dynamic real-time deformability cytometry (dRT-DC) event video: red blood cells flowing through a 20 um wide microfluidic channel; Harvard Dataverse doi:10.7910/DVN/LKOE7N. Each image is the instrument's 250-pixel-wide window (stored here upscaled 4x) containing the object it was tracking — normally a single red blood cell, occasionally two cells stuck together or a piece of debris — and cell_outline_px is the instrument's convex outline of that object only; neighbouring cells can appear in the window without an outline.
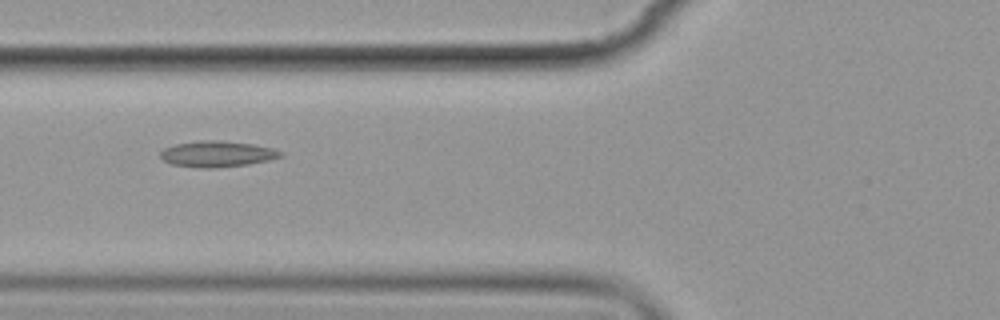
{"species": "common noctule bat (a hibernating species)", "species_latin": "Nyctalus noctula", "temperature_condition": "cold", "stored_images_in_passage": 11, "camera_frame_rate_fps": 3000, "um_per_image_px": 0.085, "animal": {"sex": "female", "body_mass_g": 19.9}, "frame": {"image": 1, "passage_image": 2, "time_ms": 1.333, "image_size_px": [1000, 320], "cell_outline_px": [[284, 156], [268, 160], [248, 164], [216, 168], [200, 168], [172, 164], [164, 160], [160, 156], [160, 152], [164, 148], [176, 144], [200, 140], [220, 140], [252, 144], [272, 148], [284, 152]], "centroid_in_image_um": [18.47, 13.08], "position_along_channel_um": 107.3, "area_um2": 18.21}}
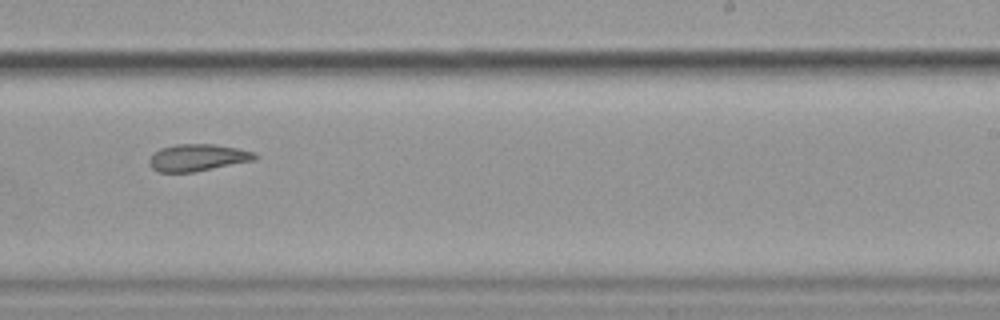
{"frame": {"image": 2, "passage_image": 6, "time_ms": 6.0, "image_size_px": [1000, 320], "cell_outline_px": [[260, 156], [256, 160], [192, 172], [156, 172], [148, 164], [148, 160], [160, 148], [176, 144], [212, 144], [236, 148], [256, 152]], "centroid_in_image_um": [16.82, 13.4], "position_along_channel_um": 272.2, "area_um2": 16.65}}
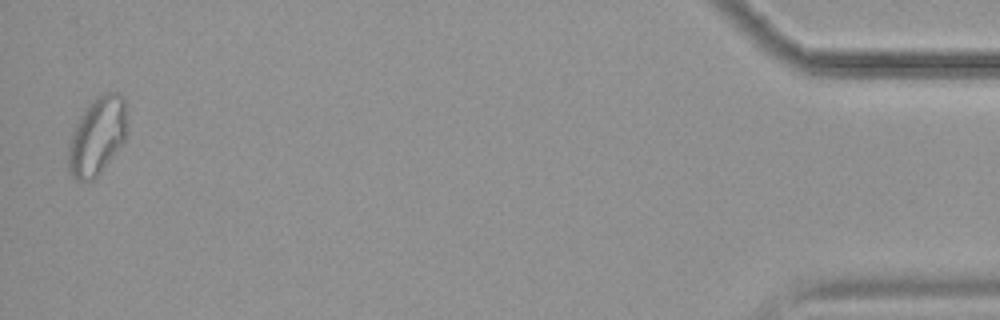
{"frame": {"image": 3, "passage_image": 11, "time_ms": 12.667, "image_size_px": [1000, 320], "cell_outline_px": [[128, 132], [124, 140], [100, 172], [92, 180], [76, 180], [68, 172], [68, 144], [72, 132], [80, 116], [88, 104], [96, 96], [104, 92], [116, 92], [124, 100], [128, 124]], "centroid_in_image_um": [8.25, 11.54], "position_along_channel_um": 426.9, "area_um2": 26.65}, "authors_computed_cell_mechanics": {"area_um2": 16.9354, "velocity_mm_per_s": 3.5417, "shape_relaxation_time_tau1_ms": null, "shape_relaxation_time_tau2_ms": 3.0033, "deformation_change_tau1": null, "deformation_change_tau2": 0.0954}}